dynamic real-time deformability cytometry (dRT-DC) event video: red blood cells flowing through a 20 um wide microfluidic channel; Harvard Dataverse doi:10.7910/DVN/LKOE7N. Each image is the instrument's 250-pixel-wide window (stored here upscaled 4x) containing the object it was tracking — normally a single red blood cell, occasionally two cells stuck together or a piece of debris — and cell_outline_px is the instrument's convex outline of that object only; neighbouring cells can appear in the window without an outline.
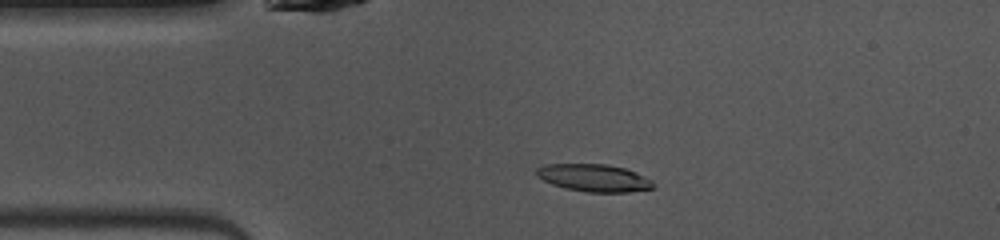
{"species": "common noctule bat (a hibernating species)", "species_latin": "Nyctalus noctula", "temperature_condition": "warm", "stored_images_in_passage": 47, "camera_frame_rate_fps": 3000, "um_per_image_px": 0.085, "animal": {"sex": "female", "body_mass_g": 10.0, "forearm_length_mm": 53.1}, "frame": {"image": 1, "passage_image": 9, "time_ms": 2.667, "image_size_px": [1000, 240], "cell_outline_px": [[656, 188], [628, 192], [588, 192], [564, 188], [552, 184], [536, 176], [536, 168], [544, 164], [608, 164], [624, 168], [636, 172], [652, 180], [656, 184]], "centroid_in_image_um": [50.51, 15.12], "position_along_channel_um": 34.5, "area_um2": 18.84}}
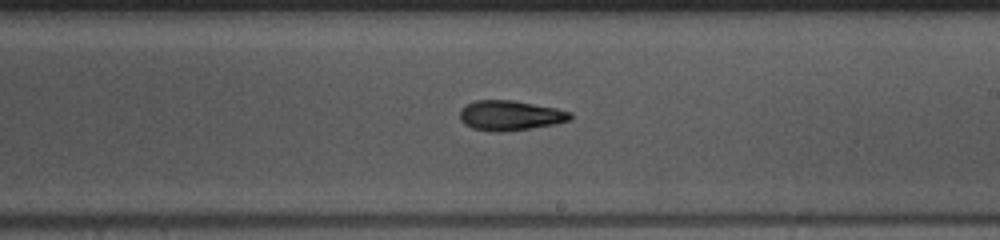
{"frame": {"image": 2, "passage_image": 26, "time_ms": 8.333, "image_size_px": [1000, 240], "cell_outline_px": [[572, 120], [556, 124], [532, 128], [500, 132], [492, 132], [472, 128], [464, 124], [460, 120], [460, 112], [468, 104], [476, 100], [512, 100], [556, 108], [572, 112]], "centroid_in_image_um": [43.4, 9.82], "position_along_channel_um": 245.6, "area_um2": 19.31}}
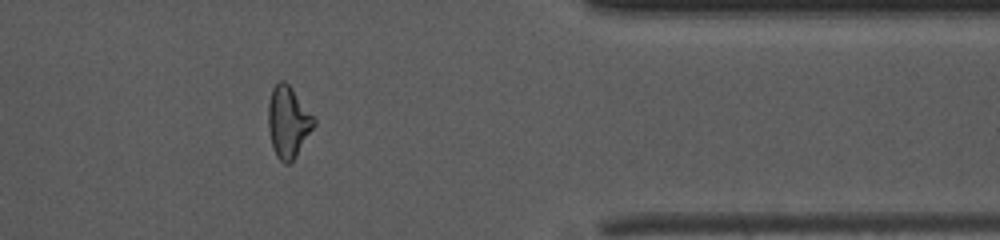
{"frame": {"image": 3, "passage_image": 38, "time_ms": 12.333, "image_size_px": [1000, 240], "cell_outline_px": [[316, 124], [296, 156], [288, 164], [284, 164], [276, 156], [272, 148], [268, 128], [268, 104], [272, 88], [280, 80], [284, 80], [292, 88], [316, 120]], "centroid_in_image_um": [24.48, 10.38], "position_along_channel_um": 386.9, "area_um2": 19.02}, "authors_computed_cell_mechanics": {"area_um2": 18.9006, "velocity_mm_per_s": 4.087, "shape_relaxation_time_tau1_ms": 6.2618, "shape_relaxation_time_tau2_ms": 4.2093, "deformation_change_tau1": 0.1859, "deformation_change_tau2": 0.1295}}